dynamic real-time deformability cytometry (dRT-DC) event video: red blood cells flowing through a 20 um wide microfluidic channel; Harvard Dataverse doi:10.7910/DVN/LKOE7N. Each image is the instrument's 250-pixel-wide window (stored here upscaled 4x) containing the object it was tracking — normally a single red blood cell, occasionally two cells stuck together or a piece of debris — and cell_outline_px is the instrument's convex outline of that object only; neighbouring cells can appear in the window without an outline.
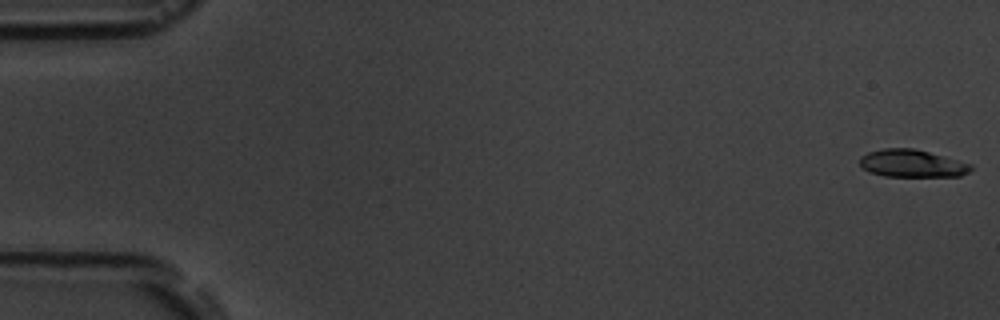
{"species": "common noctule bat (a hibernating species)", "species_latin": "Nyctalus noctula", "temperature_condition": "room temperature", "stored_images_in_passage": 13, "camera_frame_rate_fps": 3000, "um_per_image_px": 0.085, "animal": {"sex": "male", "body_mass_g": 19.5, "forearm_length_mm": 54.6}, "frame": {"image": 1, "passage_image": 1, "time_ms": 0.0, "image_size_px": [1000, 320], "cell_outline_px": [[972, 172], [960, 176], [884, 176], [868, 172], [860, 164], [860, 156], [868, 152], [884, 148], [912, 148], [944, 156], [972, 164]], "centroid_in_image_um": [77.53, 13.9], "position_along_channel_um": 7.5, "area_um2": 17.86}}
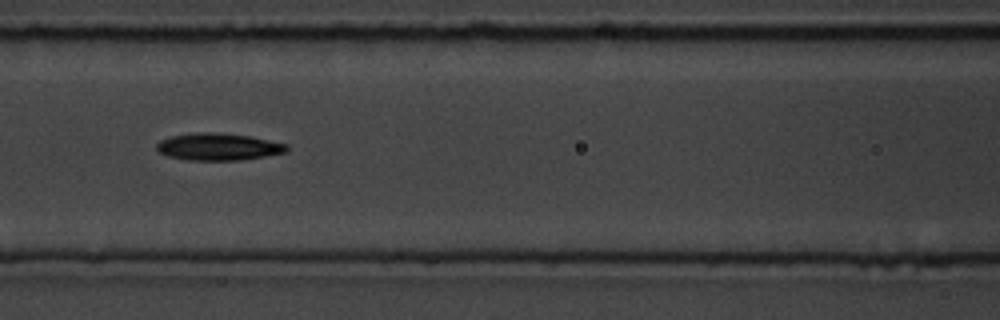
{"frame": {"image": 2, "passage_image": 8, "time_ms": 8.0, "image_size_px": [1000, 320], "cell_outline_px": [[288, 152], [240, 160], [188, 160], [168, 156], [160, 152], [156, 148], [156, 144], [160, 140], [172, 136], [196, 132], [212, 132], [248, 136], [288, 144]], "centroid_in_image_um": [18.55, 12.48], "position_along_channel_um": 148.0, "area_um2": 20.4}}